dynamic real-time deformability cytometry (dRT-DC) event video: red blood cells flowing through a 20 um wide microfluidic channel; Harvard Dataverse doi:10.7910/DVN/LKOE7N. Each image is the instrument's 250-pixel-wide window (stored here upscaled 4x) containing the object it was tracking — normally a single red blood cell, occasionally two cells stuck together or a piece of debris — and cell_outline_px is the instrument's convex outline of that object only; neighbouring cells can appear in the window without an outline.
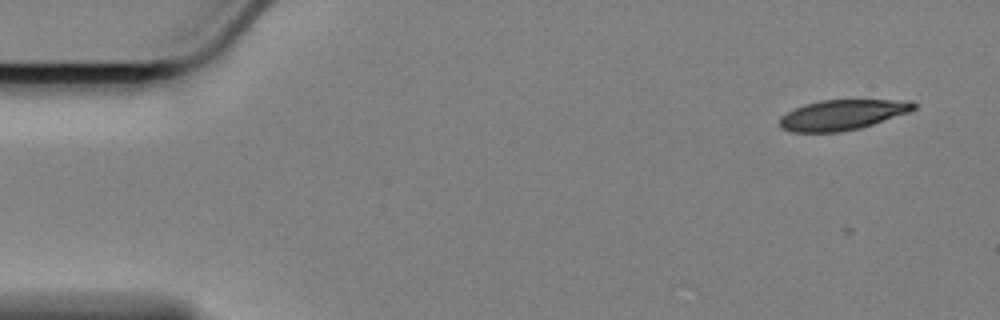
{"species": "Egyptian fruit bat (a non-hibernating species)", "species_latin": "Rousettus aegyptiacus", "temperature_condition": "cold", "stored_images_in_passage": 7, "camera_frame_rate_fps": 3000, "um_per_image_px": 0.085, "animal": {"sex": "female"}, "frame": {"image": 1, "passage_image": 1, "time_ms": 0.0, "image_size_px": [1000, 320], "cell_outline_px": [[916, 108], [908, 112], [860, 128], [840, 132], [792, 132], [780, 128], [780, 116], [804, 104], [820, 100], [912, 100], [916, 104]], "centroid_in_image_um": [71.58, 9.76], "position_along_channel_um": 13.4, "area_um2": 23.52}}